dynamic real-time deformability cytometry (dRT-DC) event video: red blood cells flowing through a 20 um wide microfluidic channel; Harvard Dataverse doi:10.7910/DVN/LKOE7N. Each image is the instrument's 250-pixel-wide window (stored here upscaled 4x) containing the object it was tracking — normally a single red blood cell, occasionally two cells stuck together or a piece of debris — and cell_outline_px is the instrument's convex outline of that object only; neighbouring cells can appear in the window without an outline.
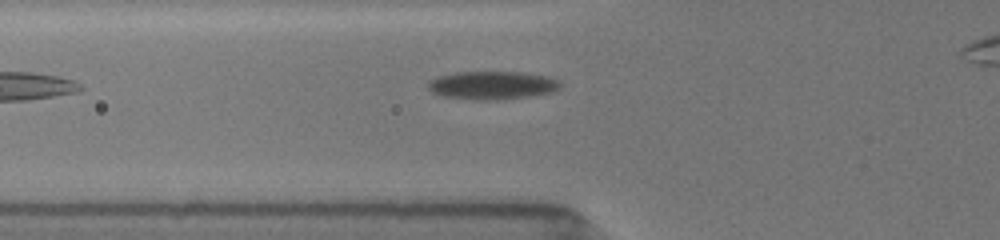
{"species": "common noctule bat (a hibernating species)", "species_latin": "Nyctalus noctula", "temperature_condition": "room temperature", "stored_images_in_passage": 20, "camera_frame_rate_fps": 3000, "um_per_image_px": 0.085, "animal": {"sex": "female", "body_mass_g": 19.5, "forearm_length_mm": 54.1}, "frame": {"image": 1, "passage_image": 2, "time_ms": 0.333, "image_size_px": [1000, 240], "cell_outline_px": [[560, 88], [552, 92], [528, 96], [496, 100], [480, 100], [444, 96], [432, 92], [428, 88], [428, 84], [432, 80], [440, 76], [452, 72], [520, 72], [544, 76], [556, 80], [560, 84]], "centroid_in_image_um": [41.82, 7.25], "position_along_channel_um": 84.0, "area_um2": 21.33}}
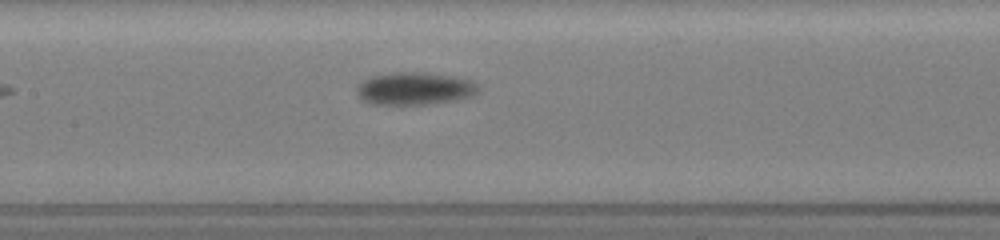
{"frame": {"image": 2, "passage_image": 9, "time_ms": 2.667, "image_size_px": [1000, 240], "cell_outline_px": [[480, 88], [472, 96], [452, 100], [428, 104], [372, 104], [364, 100], [360, 96], [356, 88], [368, 76], [392, 72], [420, 72], [460, 76], [472, 80], [480, 84]], "centroid_in_image_um": [35.3, 7.5], "position_along_channel_um": 172.1, "area_um2": 23.24}}
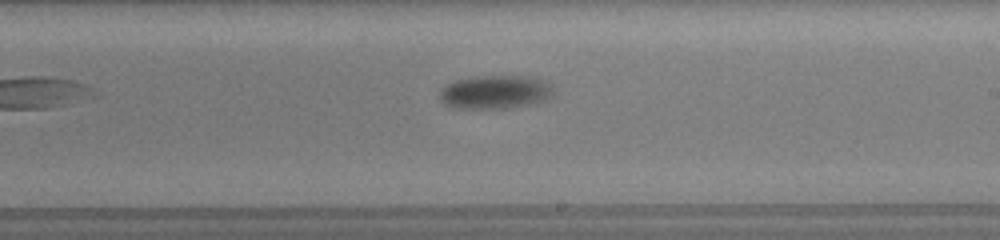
{"frame": {"image": 3, "passage_image": 15, "time_ms": 4.667, "image_size_px": [1000, 240], "cell_outline_px": [[552, 96], [528, 104], [508, 108], [456, 108], [444, 104], [440, 100], [440, 92], [448, 84], [456, 80], [480, 76], [520, 76], [540, 80], [552, 84]], "centroid_in_image_um": [42.05, 7.83], "position_along_channel_um": 246.9, "area_um2": 21.68}}